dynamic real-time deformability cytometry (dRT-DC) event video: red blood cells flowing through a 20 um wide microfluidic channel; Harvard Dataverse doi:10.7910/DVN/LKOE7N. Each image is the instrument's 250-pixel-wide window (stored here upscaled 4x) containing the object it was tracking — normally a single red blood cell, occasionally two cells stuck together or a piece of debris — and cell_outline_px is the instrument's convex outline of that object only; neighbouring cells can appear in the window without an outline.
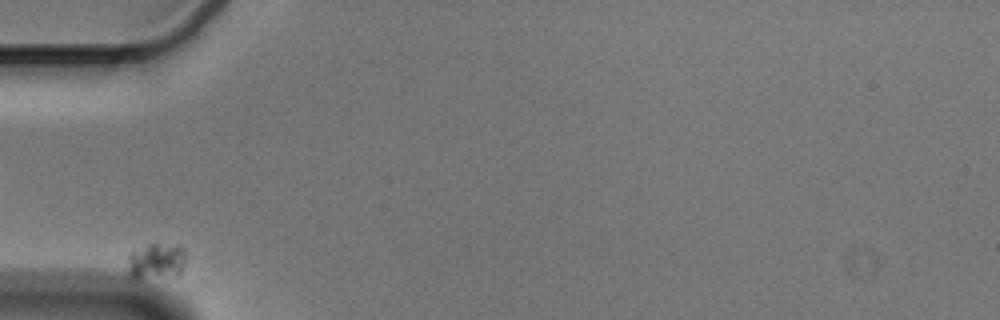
{"species": "Egyptian fruit bat (a non-hibernating species)", "species_latin": "Rousettus aegyptiacus", "temperature_condition": "cold", "stored_images_in_passage": 39, "camera_frame_rate_fps": 3000, "um_per_image_px": 0.085, "animal": {"sex": "male"}, "frame": {"image": 1, "passage_image": 1, "time_ms": 0.0, "image_size_px": [1000, 320], "cell_outline_px": [[184, 264], [180, 276], [136, 280], [128, 272], [128, 256], [132, 252], [148, 244], [180, 244], [184, 248]], "centroid_in_image_um": [13.31, 22.23], "position_along_channel_um": 71.7, "area_um2": 12.6}}
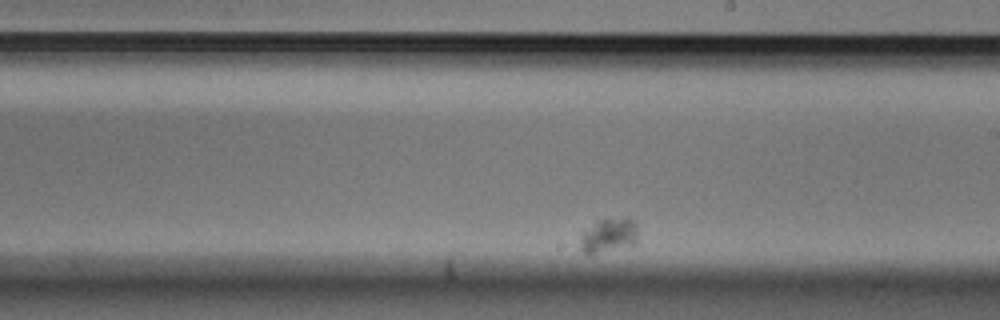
{"frame": {"image": 2, "passage_image": 23, "time_ms": 7.333, "image_size_px": [1000, 320], "cell_outline_px": [[636, 244], [588, 256], [580, 248], [580, 236], [584, 232], [600, 220], [636, 220]], "centroid_in_image_um": [51.71, 20.09], "position_along_channel_um": 237.3, "area_um2": 11.16}}
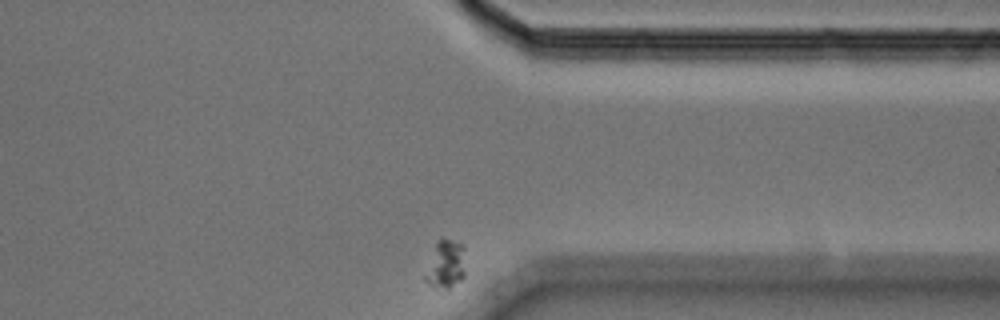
{"frame": {"image": 3, "passage_image": 39, "time_ms": 12.667, "image_size_px": [1000, 320], "cell_outline_px": [[464, 276], [448, 292], [436, 288], [428, 284], [424, 280], [424, 276], [436, 244], [440, 240], [452, 240], [460, 244], [464, 248]], "centroid_in_image_um": [37.89, 22.57], "position_along_channel_um": 373.5, "area_um2": 11.21}}